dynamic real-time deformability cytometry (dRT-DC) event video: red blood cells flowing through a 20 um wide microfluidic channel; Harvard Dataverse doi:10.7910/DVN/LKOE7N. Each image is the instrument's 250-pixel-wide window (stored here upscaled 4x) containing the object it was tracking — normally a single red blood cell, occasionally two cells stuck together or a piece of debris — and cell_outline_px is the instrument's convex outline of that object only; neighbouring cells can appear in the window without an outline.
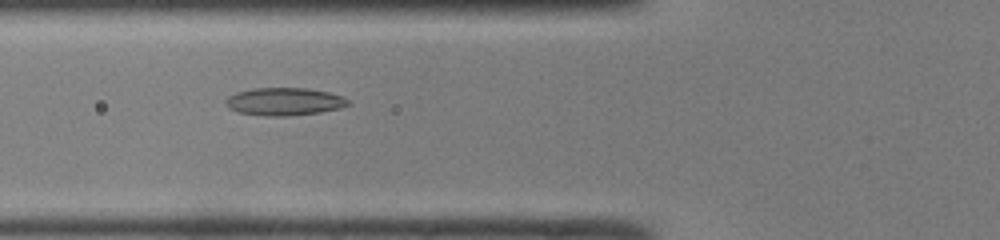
{"species": "common noctule bat (a hibernating species)", "species_latin": "Nyctalus noctula", "temperature_condition": "room temperature", "stored_images_in_passage": 44, "camera_frame_rate_fps": 3000, "um_per_image_px": 0.085, "animal": {"sex": "male", "body_mass_g": 19.0, "forearm_length_mm": 50.8}, "frame": {"image": 1, "passage_image": 14, "time_ms": 4.333, "image_size_px": [1000, 240], "cell_outline_px": [[352, 104], [340, 108], [320, 112], [288, 116], [264, 116], [236, 112], [228, 108], [224, 104], [224, 100], [228, 96], [236, 92], [252, 88], [304, 88], [328, 92], [344, 96]], "centroid_in_image_um": [24.13, 8.64], "position_along_channel_um": 101.7, "area_um2": 20.06}}
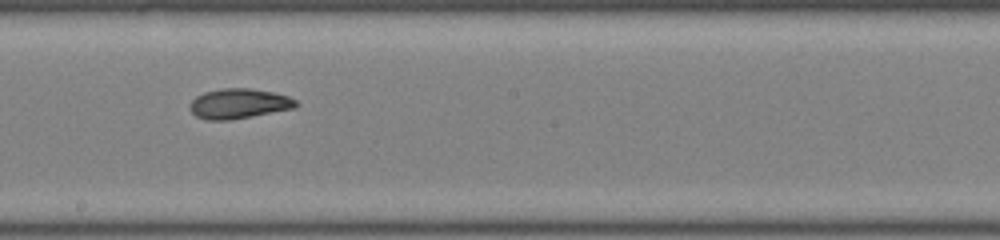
{"frame": {"image": 2, "passage_image": 23, "time_ms": 7.333, "image_size_px": [1000, 240], "cell_outline_px": [[300, 104], [296, 108], [252, 116], [228, 120], [208, 120], [196, 116], [188, 108], [188, 104], [196, 96], [204, 92], [220, 88], [248, 88], [272, 92], [288, 96], [296, 100]], "centroid_in_image_um": [20.29, 8.8], "position_along_channel_um": 227.9, "area_um2": 18.67}}
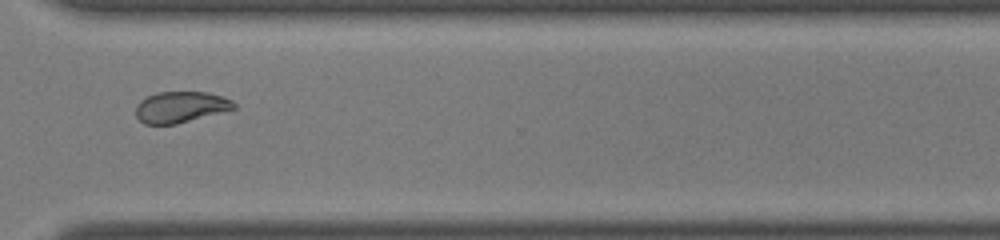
{"frame": {"image": 3, "passage_image": 32, "time_ms": 10.333, "image_size_px": [1000, 240], "cell_outline_px": [[236, 108], [176, 124], [144, 124], [136, 116], [136, 104], [140, 100], [156, 92], [208, 92], [232, 100], [236, 104]], "centroid_in_image_um": [15.33, 9.09], "position_along_channel_um": 355.3, "area_um2": 17.69}, "authors_computed_cell_mechanics": {"area_um2": 19.4497, "velocity_mm_per_s": 4.2172, "shape_relaxation_time_tau1_ms": 4.2829, "shape_relaxation_time_tau2_ms": 2.1204, "deformation_change_tau1": 0.1512, "deformation_change_tau2": 0.0721}}